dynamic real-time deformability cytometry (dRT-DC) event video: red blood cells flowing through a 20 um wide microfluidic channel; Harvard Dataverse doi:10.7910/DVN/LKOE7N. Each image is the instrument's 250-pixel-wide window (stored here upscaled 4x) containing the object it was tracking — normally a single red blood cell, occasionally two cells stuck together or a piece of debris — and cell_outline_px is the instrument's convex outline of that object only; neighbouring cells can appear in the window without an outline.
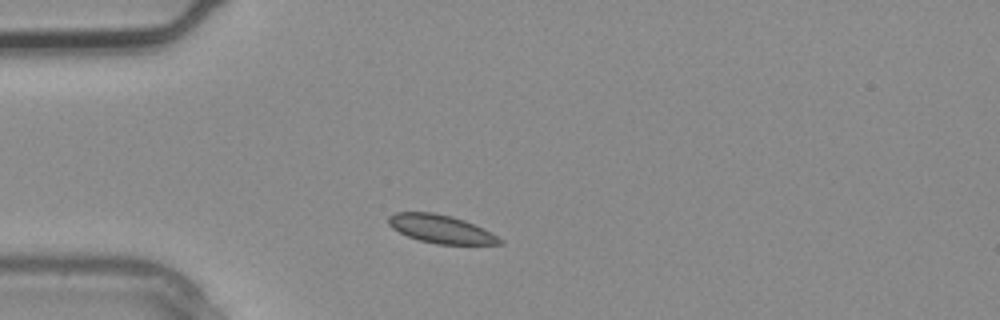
{"species": "common noctule bat (a hibernating species)", "species_latin": "Nyctalus noctula", "temperature_condition": "warm", "stored_images_in_passage": 2, "camera_frame_rate_fps": 3000, "um_per_image_px": 0.085, "animal": {"sex": "male", "body_mass_g": 20.4}, "frame": {"image": 1, "passage_image": 2, "time_ms": 0.333, "image_size_px": [1000, 320], "cell_outline_px": [[504, 244], [436, 244], [420, 240], [408, 236], [392, 228], [388, 224], [388, 216], [396, 212], [432, 212], [452, 216], [464, 220], [484, 228], [504, 240]], "centroid_in_image_um": [37.49, 19.46], "position_along_channel_um": 47.5, "area_um2": 18.32}}